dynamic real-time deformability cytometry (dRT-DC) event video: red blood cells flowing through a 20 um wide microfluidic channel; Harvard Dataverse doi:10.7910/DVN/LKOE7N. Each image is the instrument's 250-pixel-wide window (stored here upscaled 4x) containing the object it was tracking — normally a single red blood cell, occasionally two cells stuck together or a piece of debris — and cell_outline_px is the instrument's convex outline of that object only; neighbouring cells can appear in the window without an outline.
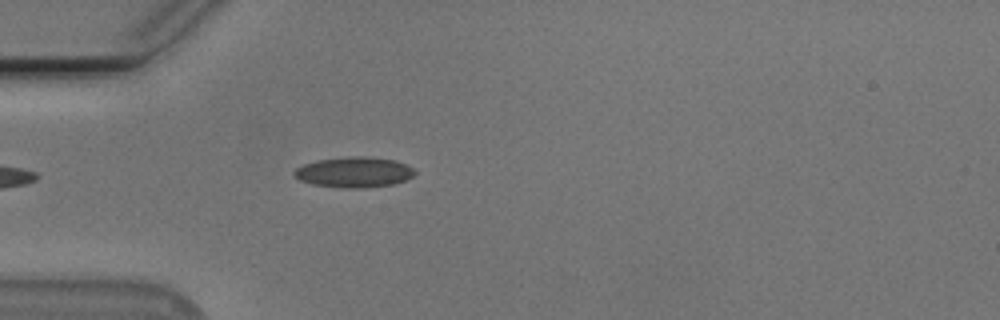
{"species": "Egyptian fruit bat (a non-hibernating species)", "species_latin": "Rousettus aegyptiacus", "temperature_condition": "cold", "stored_images_in_passage": 39, "camera_frame_rate_fps": 3000, "um_per_image_px": 0.085, "animal": {"sex": "male"}, "frame": {"image": 1, "passage_image": 1, "time_ms": 0.0, "image_size_px": [1000, 320], "cell_outline_px": [[416, 172], [412, 176], [404, 180], [392, 184], [360, 188], [344, 188], [312, 184], [300, 180], [292, 172], [296, 168], [304, 164], [316, 160], [348, 156], [364, 156], [392, 160], [404, 164], [412, 168]], "centroid_in_image_um": [30.05, 14.63], "position_along_channel_um": 55.0, "area_um2": 21.15}}
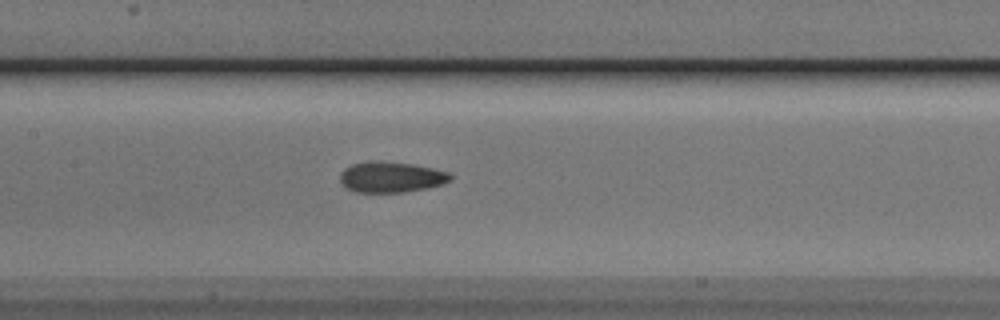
{"frame": {"image": 2, "passage_image": 11, "time_ms": 3.333, "image_size_px": [1000, 320], "cell_outline_px": [[452, 180], [428, 188], [404, 192], [356, 192], [348, 188], [340, 180], [340, 172], [344, 168], [352, 164], [368, 160], [380, 160], [412, 164], [432, 168], [448, 172], [452, 176]], "centroid_in_image_um": [33.23, 15.03], "position_along_channel_um": 174.2, "area_um2": 19.83}}
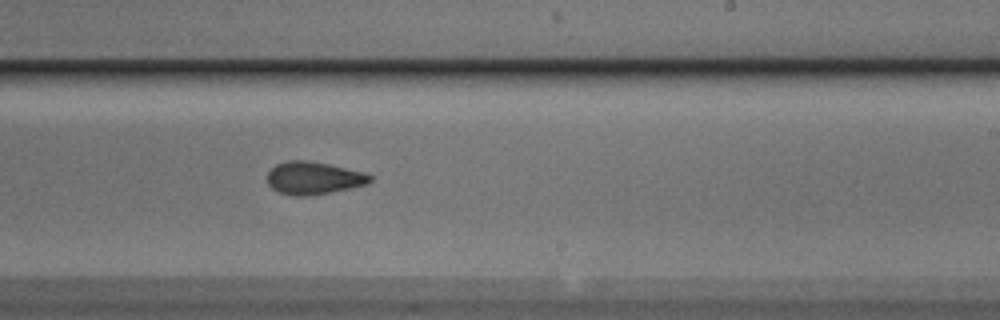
{"frame": {"image": 3, "passage_image": 18, "time_ms": 5.667, "image_size_px": [1000, 320], "cell_outline_px": [[372, 180], [368, 184], [328, 192], [304, 196], [296, 196], [280, 192], [272, 188], [268, 184], [268, 172], [276, 164], [288, 160], [308, 160], [328, 164], [364, 172], [372, 176]], "centroid_in_image_um": [26.65, 15.12], "position_along_channel_um": 262.4, "area_um2": 19.31}, "authors_computed_cell_mechanics": {"area_um2": 19.3052, "velocity_mm_per_s": 3.792, "shape_relaxation_time_tau1_ms": 5.1132, "shape_relaxation_time_tau2_ms": 6.0565, "deformation_change_tau1": 0.119, "deformation_change_tau2": 0.1203}}